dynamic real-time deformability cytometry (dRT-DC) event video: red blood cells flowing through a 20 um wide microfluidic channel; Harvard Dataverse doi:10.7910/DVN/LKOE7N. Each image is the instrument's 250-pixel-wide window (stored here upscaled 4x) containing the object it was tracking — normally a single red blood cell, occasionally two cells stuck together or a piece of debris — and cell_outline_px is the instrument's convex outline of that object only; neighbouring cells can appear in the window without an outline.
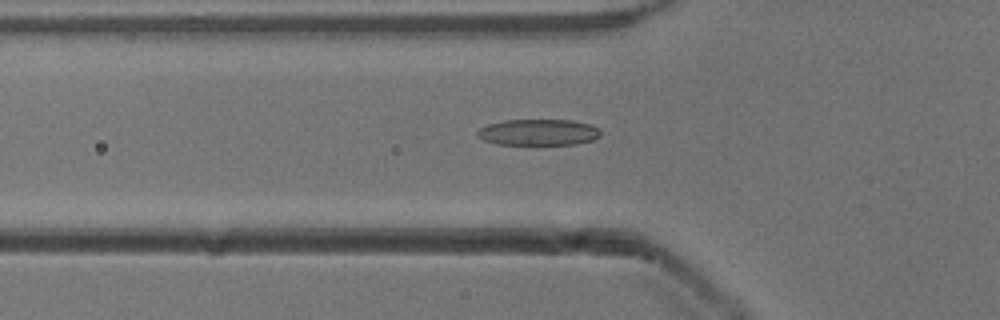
{"species": "common noctule bat (a hibernating species)", "species_latin": "Nyctalus noctula", "temperature_condition": "cold", "stored_images_in_passage": 43, "camera_frame_rate_fps": 3000, "um_per_image_px": 0.085, "animal": {"sex": "male", "body_mass_g": 13.3}, "frame": {"image": 1, "passage_image": 14, "time_ms": 4.333, "image_size_px": [1000, 320], "cell_outline_px": [[600, 136], [592, 140], [576, 144], [500, 144], [484, 140], [476, 136], [476, 132], [480, 128], [488, 124], [504, 120], [572, 120], [588, 124], [600, 128]], "centroid_in_image_um": [45.76, 11.24], "position_along_channel_um": 80.0, "area_um2": 18.73}}
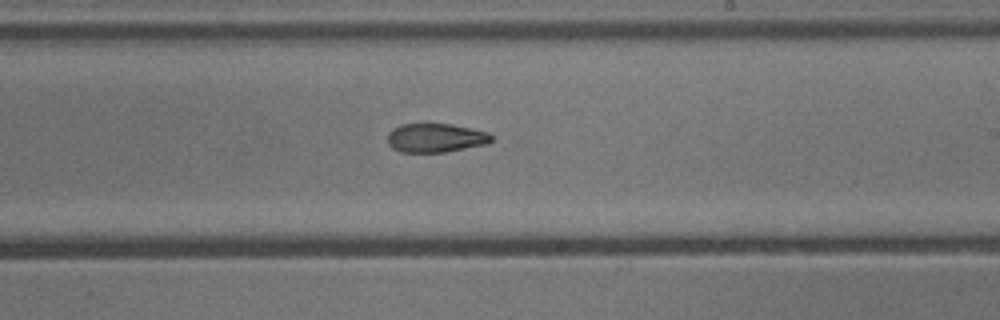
{"frame": {"image": 2, "passage_image": 27, "time_ms": 8.667, "image_size_px": [1000, 320], "cell_outline_px": [[492, 140], [488, 144], [444, 152], [400, 152], [392, 148], [388, 144], [388, 132], [392, 128], [400, 124], [452, 124], [488, 132], [492, 136]], "centroid_in_image_um": [37.01, 11.72], "position_along_channel_um": 252.0, "area_um2": 17.57}}
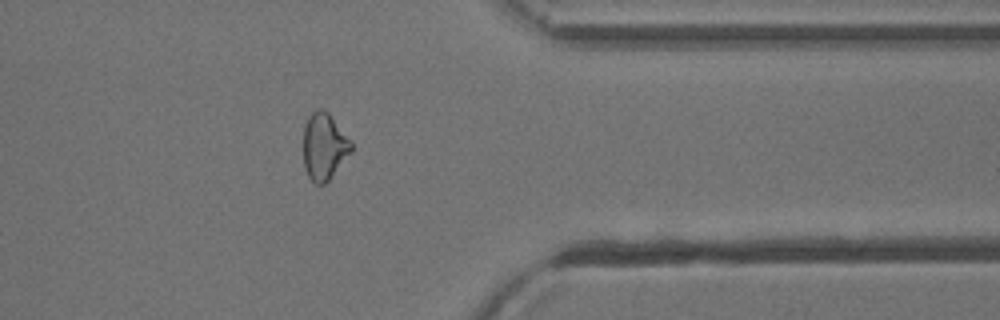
{"frame": {"image": 3, "passage_image": 38, "time_ms": 12.333, "image_size_px": [1000, 320], "cell_outline_px": [[352, 152], [328, 180], [324, 184], [316, 184], [308, 176], [304, 168], [304, 124], [308, 116], [316, 108], [320, 108], [328, 112], [352, 140]], "centroid_in_image_um": [27.56, 12.42], "position_along_channel_um": 383.8, "area_um2": 18.79}}